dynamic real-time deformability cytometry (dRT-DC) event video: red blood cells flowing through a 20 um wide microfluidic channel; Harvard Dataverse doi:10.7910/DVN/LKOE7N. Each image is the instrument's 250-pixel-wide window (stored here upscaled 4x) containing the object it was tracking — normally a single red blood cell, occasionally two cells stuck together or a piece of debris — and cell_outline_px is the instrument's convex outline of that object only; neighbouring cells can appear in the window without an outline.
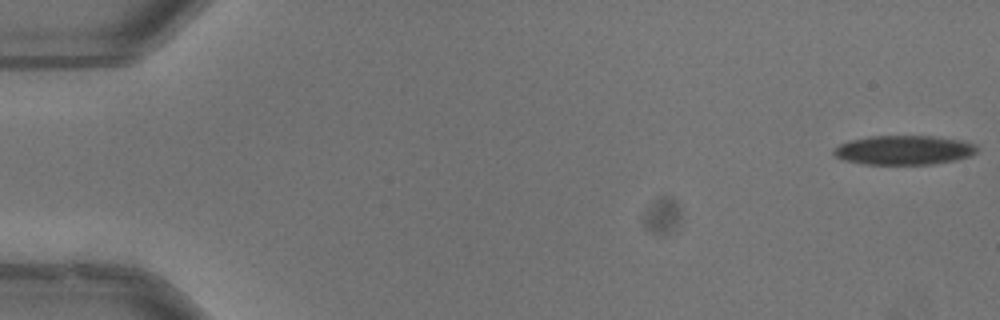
{"species": "common noctule bat (a hibernating species)", "species_latin": "Nyctalus noctula", "temperature_condition": "warm", "stored_images_in_passage": 53, "camera_frame_rate_fps": 3000, "um_per_image_px": 0.085, "animal": {"sex": "male", "body_mass_g": 13.3}, "frame": {"image": 1, "passage_image": 1, "time_ms": 0.0, "image_size_px": [1000, 320], "cell_outline_px": [[976, 152], [968, 156], [952, 160], [932, 164], [864, 164], [844, 160], [836, 156], [832, 152], [840, 144], [852, 140], [872, 136], [932, 136], [960, 140], [976, 144]], "centroid_in_image_um": [76.82, 12.75], "position_along_channel_um": 8.2, "area_um2": 24.04}}
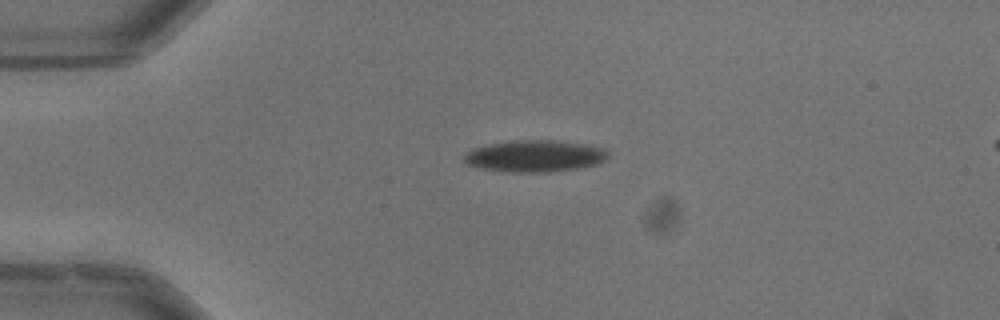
{"frame": {"image": 2, "passage_image": 13, "time_ms": 4.0, "image_size_px": [1000, 320], "cell_outline_px": [[608, 156], [604, 160], [596, 164], [576, 168], [548, 172], [512, 172], [480, 168], [468, 164], [464, 160], [464, 156], [468, 152], [476, 148], [488, 144], [516, 140], [552, 140], [584, 144], [604, 148], [608, 152]], "centroid_in_image_um": [45.47, 13.26], "position_along_channel_um": 39.5, "area_um2": 26.24}}
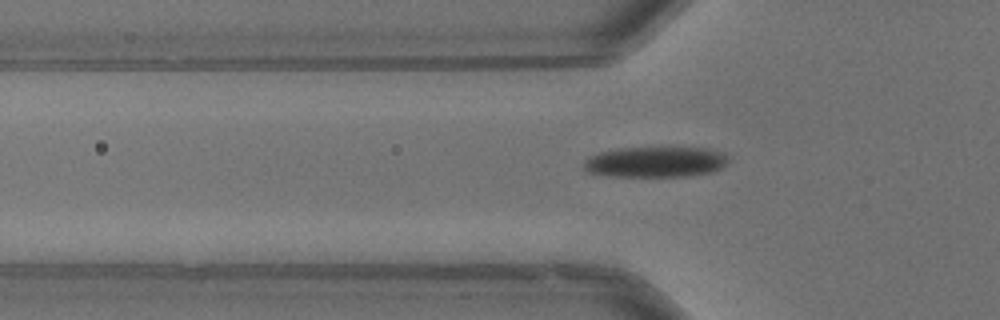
{"frame": {"image": 3, "passage_image": 18, "time_ms": 5.667, "image_size_px": [1000, 320], "cell_outline_px": [[728, 160], [720, 168], [708, 172], [680, 176], [616, 176], [588, 172], [584, 168], [584, 160], [588, 156], [600, 152], [616, 148], [712, 148], [724, 152]], "centroid_in_image_um": [55.69, 13.74], "position_along_channel_um": 70.1, "area_um2": 25.49}, "authors_computed_cell_mechanics": {"area_um2": 25.8944, "velocity_mm_per_s": 3.9454, "shape_relaxation_time_tau1_ms": null, "shape_relaxation_time_tau2_ms": 3.7409, "deformation_change_tau1": null, "deformation_change_tau2": 0.0616}}